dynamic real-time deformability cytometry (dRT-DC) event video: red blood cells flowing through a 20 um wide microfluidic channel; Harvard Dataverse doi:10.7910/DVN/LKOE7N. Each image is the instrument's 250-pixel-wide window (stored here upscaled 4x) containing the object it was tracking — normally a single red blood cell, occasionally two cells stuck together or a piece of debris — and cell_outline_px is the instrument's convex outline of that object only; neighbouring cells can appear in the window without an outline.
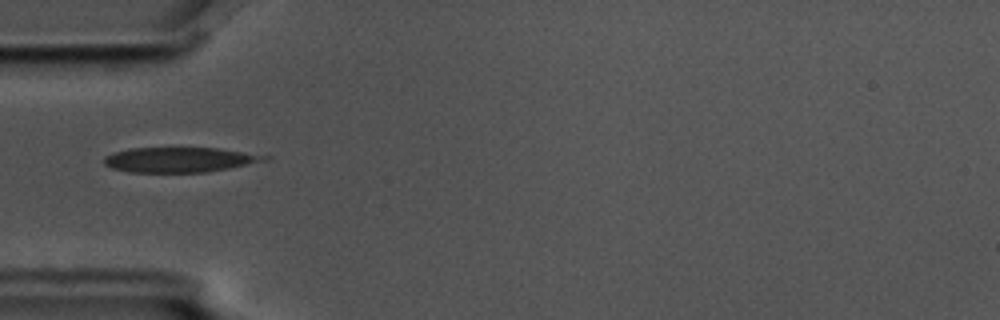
{"species": "common noctule bat (a hibernating species)", "species_latin": "Nyctalus noctula", "temperature_condition": "cold", "stored_images_in_passage": 8, "camera_frame_rate_fps": 3000, "um_per_image_px": 0.085, "animal": {"sex": "male", "body_mass_g": 17.5, "forearm_length_mm": 52.3}, "frame": {"image": 1, "passage_image": 2, "time_ms": 0.333, "image_size_px": [1000, 320], "cell_outline_px": [[272, 156], [268, 160], [208, 172], [128, 172], [112, 168], [104, 164], [104, 156], [112, 152], [132, 148], [216, 148]], "centroid_in_image_um": [15.24, 13.57], "position_along_channel_um": 69.8, "area_um2": 23.29}}
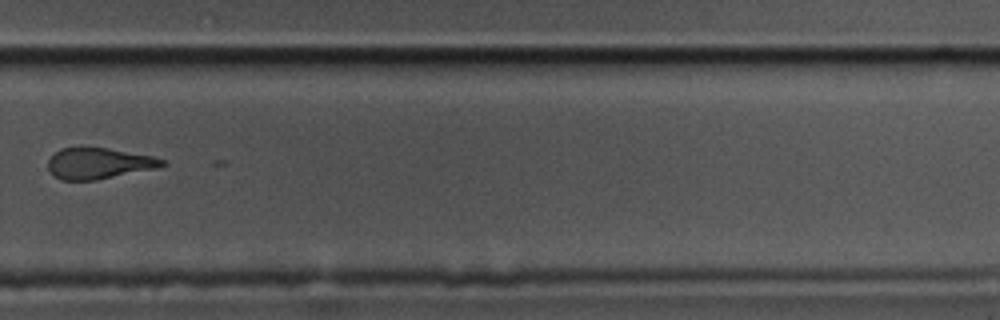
{"frame": {"image": 2, "passage_image": 8, "time_ms": 2.333, "image_size_px": [1000, 320], "cell_outline_px": [[168, 164], [156, 168], [96, 180], [60, 180], [48, 168], [48, 160], [60, 148], [80, 144], [108, 148], [152, 156], [164, 160]], "centroid_in_image_um": [8.36, 13.84], "position_along_channel_um": 321.4, "area_um2": 21.04}}